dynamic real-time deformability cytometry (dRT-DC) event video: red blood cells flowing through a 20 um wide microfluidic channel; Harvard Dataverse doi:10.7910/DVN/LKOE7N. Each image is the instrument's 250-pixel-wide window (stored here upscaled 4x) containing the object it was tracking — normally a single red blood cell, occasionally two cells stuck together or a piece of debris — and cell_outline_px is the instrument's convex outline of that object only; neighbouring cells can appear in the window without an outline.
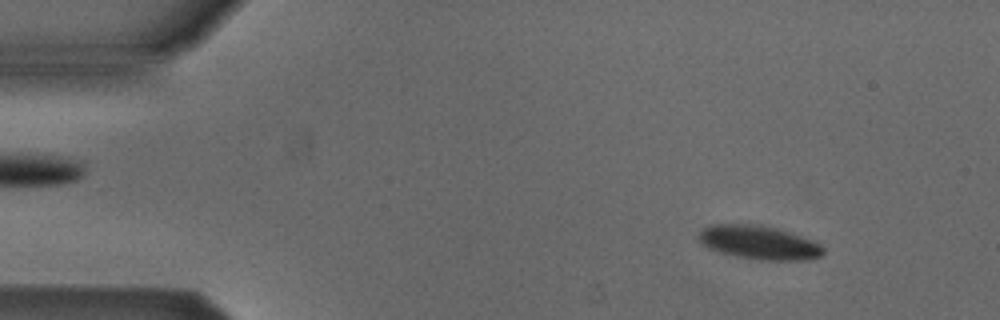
{"species": "Egyptian fruit bat (a non-hibernating species)", "species_latin": "Rousettus aegyptiacus", "temperature_condition": "cold", "stored_images_in_passage": 52, "camera_frame_rate_fps": 3000, "um_per_image_px": 0.085, "animal": {"sex": "male"}, "frame": {"image": 1, "passage_image": 6, "time_ms": 1.667, "image_size_px": [1000, 320], "cell_outline_px": [[824, 256], [808, 260], [760, 260], [736, 256], [716, 252], [700, 244], [696, 236], [704, 228], [712, 224], [760, 224], [776, 228], [812, 240], [820, 244], [824, 248]], "centroid_in_image_um": [64.49, 20.62], "position_along_channel_um": 20.5, "area_um2": 24.8}}
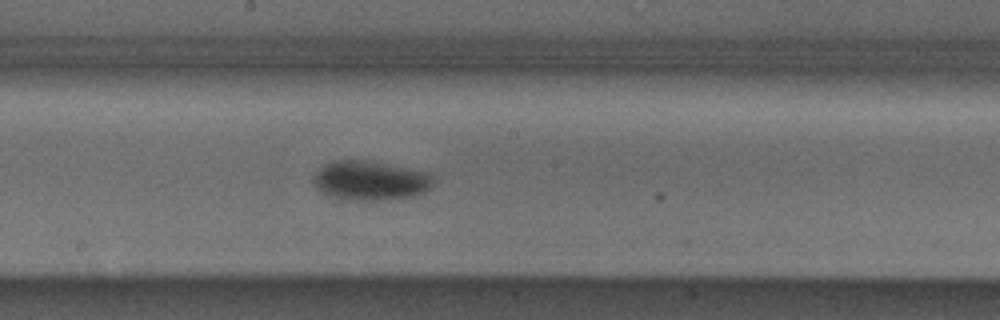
{"frame": {"image": 2, "passage_image": 28, "time_ms": 9.0, "image_size_px": [1000, 320], "cell_outline_px": [[432, 188], [424, 192], [412, 196], [376, 200], [348, 200], [332, 196], [324, 192], [312, 180], [316, 172], [324, 164], [336, 160], [364, 160], [428, 172], [432, 176]], "centroid_in_image_um": [31.49, 15.34], "position_along_channel_um": 216.7, "area_um2": 26.99}}
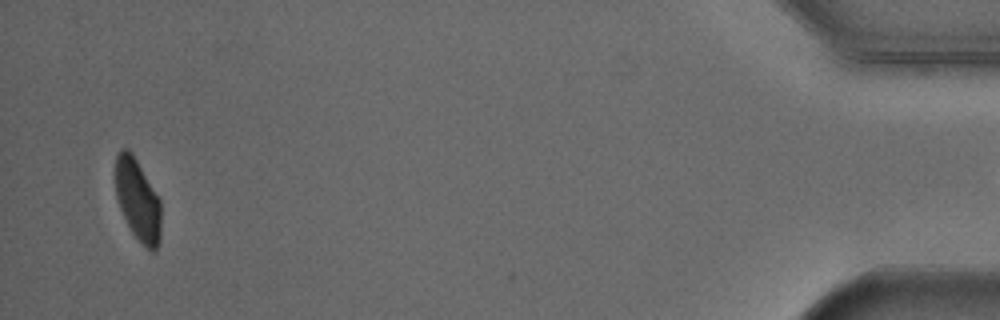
{"frame": {"image": 3, "passage_image": 51, "time_ms": 16.667, "image_size_px": [1000, 320], "cell_outline_px": [[160, 240], [156, 252], [152, 252], [132, 232], [120, 208], [116, 196], [116, 156], [120, 148], [128, 148], [132, 152], [160, 200]], "centroid_in_image_um": [11.71, 16.98], "position_along_channel_um": 423.5, "area_um2": 21.39}}